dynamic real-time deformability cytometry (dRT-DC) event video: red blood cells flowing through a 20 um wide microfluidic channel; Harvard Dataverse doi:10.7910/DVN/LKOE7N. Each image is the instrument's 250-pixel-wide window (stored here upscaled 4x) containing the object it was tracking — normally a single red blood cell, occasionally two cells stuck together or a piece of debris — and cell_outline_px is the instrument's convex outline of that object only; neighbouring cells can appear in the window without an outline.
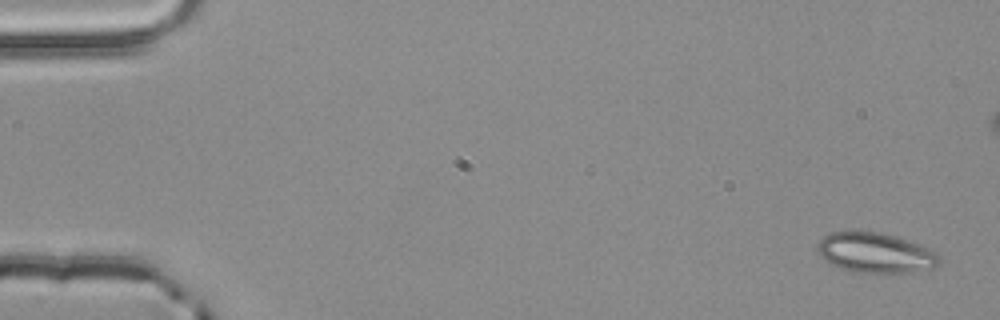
{"species": "common noctule bat (a hibernating species)", "species_latin": "Nyctalus noctula", "temperature_condition": "room temperature", "stored_images_in_passage": 5, "camera_frame_rate_fps": 3000, "um_per_image_px": 0.085, "animal": {"sex": "male", "body_mass_g": 20.4}, "frame": {"image": 1, "passage_image": 1, "time_ms": 0.0, "image_size_px": [1000, 320], "cell_outline_px": [[940, 264], [932, 268], [912, 272], [852, 272], [840, 268], [824, 260], [816, 252], [816, 244], [824, 236], [832, 232], [884, 232], [896, 236], [928, 248], [936, 252], [940, 256]], "centroid_in_image_um": [74.39, 21.49], "position_along_channel_um": 10.6, "area_um2": 28.44}}
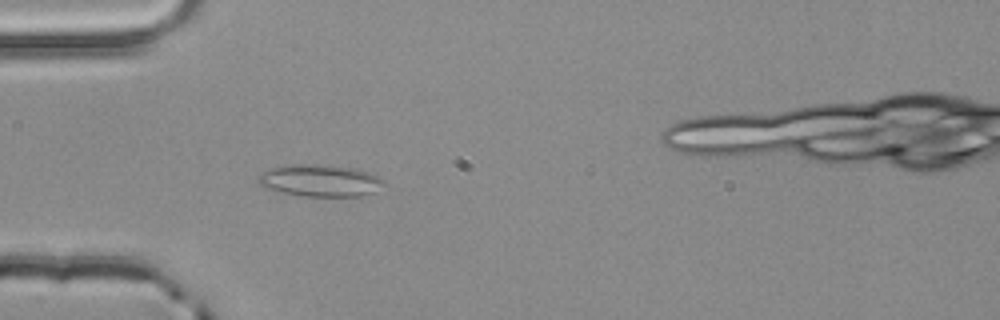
{"frame": {"image": 2, "passage_image": 4, "time_ms": 1.0, "image_size_px": [1000, 320], "cell_outline_px": [[388, 184], [372, 192], [360, 196], [304, 196], [264, 188], [256, 180], [256, 176], [272, 168], [284, 164], [328, 164], [356, 168], [372, 172], [384, 180]], "centroid_in_image_um": [27.24, 15.32], "position_along_channel_um": 57.8, "area_um2": 23.81}}